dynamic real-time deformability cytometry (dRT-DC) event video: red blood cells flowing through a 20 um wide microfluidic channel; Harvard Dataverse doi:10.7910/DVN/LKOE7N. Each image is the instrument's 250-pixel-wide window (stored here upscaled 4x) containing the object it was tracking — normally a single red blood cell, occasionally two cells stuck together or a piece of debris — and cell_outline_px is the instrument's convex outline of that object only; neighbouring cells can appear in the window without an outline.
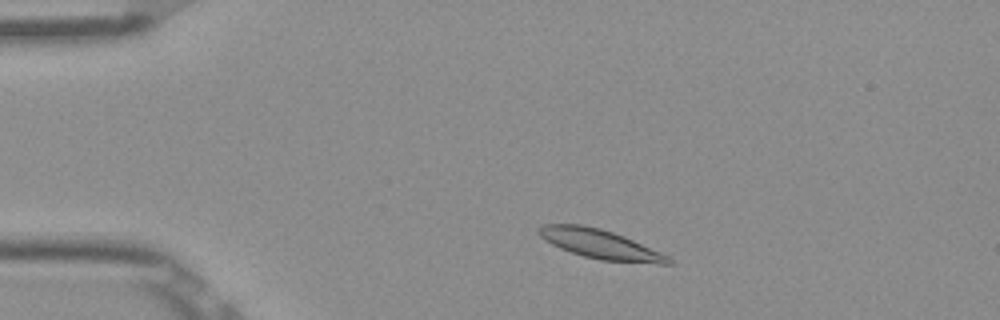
{"species": "Egyptian fruit bat (a non-hibernating species)", "species_latin": "Rousettus aegyptiacus", "temperature_condition": "room temperature", "stored_images_in_passage": 48, "camera_frame_rate_fps": 3000, "um_per_image_px": 0.085, "frame": {"image": 1, "passage_image": 6, "time_ms": 1.667, "image_size_px": [1000, 320], "cell_outline_px": [[672, 264], [660, 264], [600, 260], [584, 256], [560, 248], [552, 244], [540, 236], [536, 232], [536, 228], [544, 224], [580, 224], [600, 228], [624, 236], [660, 252], [668, 256], [672, 260]], "centroid_in_image_um": [50.99, 20.75], "position_along_channel_um": 34.0, "area_um2": 21.96}}
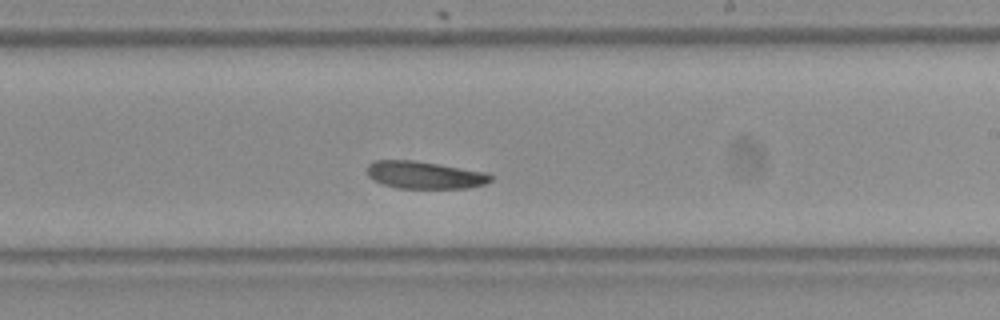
{"frame": {"image": 2, "passage_image": 27, "time_ms": 8.667, "image_size_px": [1000, 320], "cell_outline_px": [[492, 180], [484, 184], [468, 188], [396, 188], [372, 180], [368, 176], [368, 164], [372, 160], [412, 160], [484, 172], [492, 176]], "centroid_in_image_um": [36.04, 14.88], "position_along_channel_um": 253.0, "area_um2": 19.54}}
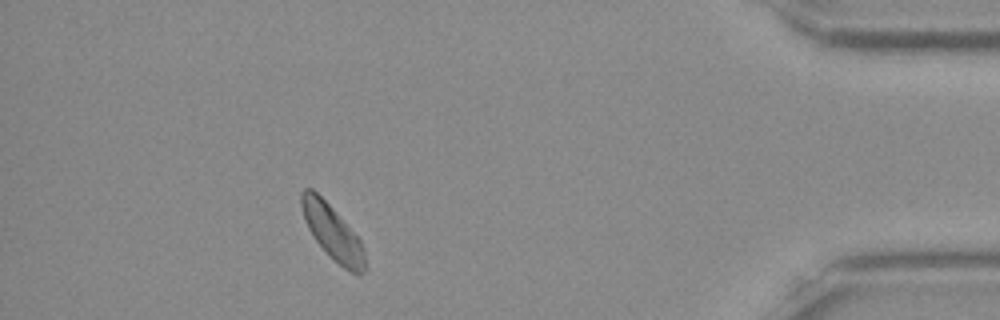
{"frame": {"image": 3, "passage_image": 43, "time_ms": 14.0, "image_size_px": [1000, 320], "cell_outline_px": [[368, 268], [360, 276], [356, 276], [344, 268], [316, 240], [308, 228], [304, 220], [300, 204], [300, 192], [304, 188], [312, 188], [332, 208], [360, 240], [364, 248]], "centroid_in_image_um": [28.29, 19.77], "position_along_channel_um": 406.9, "area_um2": 20.0}, "authors_computed_cell_mechanics": {"area_um2": 20.6346, "velocity_mm_per_s": 3.8193, "shape_relaxation_time_tau1_ms": 9.5955, "shape_relaxation_time_tau2_ms": null, "deformation_change_tau1": 0.1358, "deformation_change_tau2": null}}